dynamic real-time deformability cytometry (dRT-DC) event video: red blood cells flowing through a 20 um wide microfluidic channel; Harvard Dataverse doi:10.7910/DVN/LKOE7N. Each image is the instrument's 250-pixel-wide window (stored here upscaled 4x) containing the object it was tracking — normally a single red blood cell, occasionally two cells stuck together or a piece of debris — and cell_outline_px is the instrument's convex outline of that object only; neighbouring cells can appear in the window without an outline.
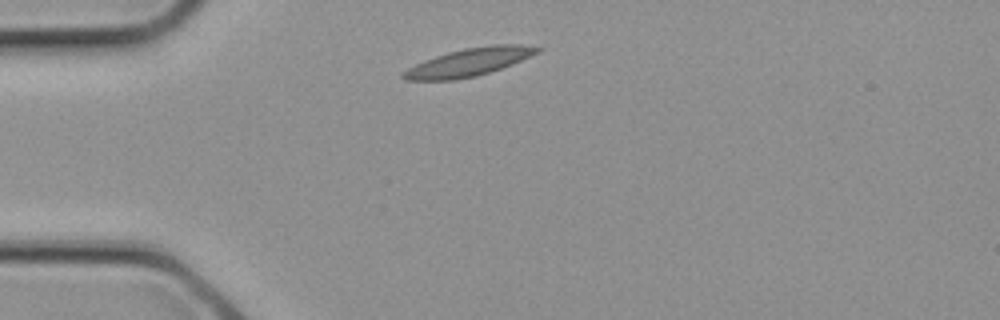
{"species": "common noctule bat (a hibernating species)", "species_latin": "Nyctalus noctula", "temperature_condition": "cold", "stored_images_in_passage": 4, "camera_frame_rate_fps": 3000, "um_per_image_px": 0.085, "animal": {"sex": "female", "body_mass_g": 21.9}, "frame": {"image": 1, "passage_image": 4, "time_ms": 1.0, "image_size_px": [1000, 320], "cell_outline_px": [[544, 48], [540, 52], [512, 64], [476, 76], [452, 80], [404, 80], [400, 76], [400, 72], [424, 60], [448, 52], [464, 48], [492, 44], [520, 44]], "centroid_in_image_um": [39.85, 5.28], "position_along_channel_um": 45.1, "area_um2": 21.79}}